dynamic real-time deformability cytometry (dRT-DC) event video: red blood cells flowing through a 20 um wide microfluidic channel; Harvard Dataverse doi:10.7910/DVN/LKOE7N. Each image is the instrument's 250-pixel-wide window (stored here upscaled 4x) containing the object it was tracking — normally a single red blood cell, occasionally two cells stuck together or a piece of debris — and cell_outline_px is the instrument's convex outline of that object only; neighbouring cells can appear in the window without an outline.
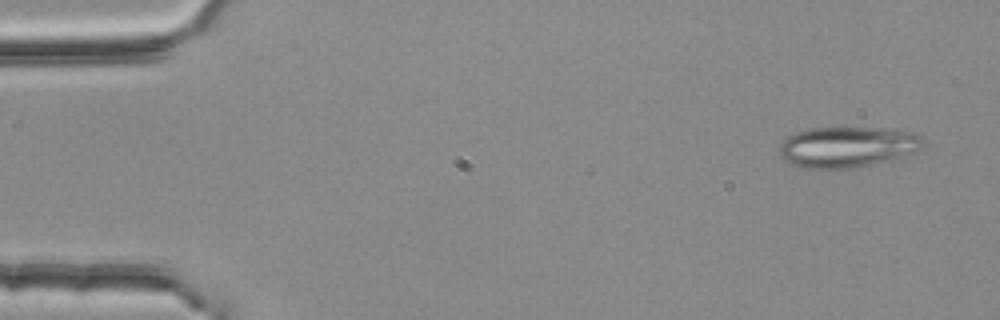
{"species": "common noctule bat (a hibernating species)", "species_latin": "Nyctalus noctula", "temperature_condition": "room temperature", "stored_images_in_passage": 4, "camera_frame_rate_fps": 3000, "um_per_image_px": 0.085, "animal": {"sex": "female", "body_mass_g": 25.1}, "frame": {"image": 1, "passage_image": 1, "time_ms": 0.0, "image_size_px": [1000, 320], "cell_outline_px": [[924, 144], [916, 152], [892, 160], [852, 168], [800, 168], [784, 160], [780, 156], [780, 144], [792, 132], [808, 128], [896, 128], [920, 132], [924, 140]], "centroid_in_image_um": [72.08, 12.47], "position_along_channel_um": 12.9, "area_um2": 34.8}}